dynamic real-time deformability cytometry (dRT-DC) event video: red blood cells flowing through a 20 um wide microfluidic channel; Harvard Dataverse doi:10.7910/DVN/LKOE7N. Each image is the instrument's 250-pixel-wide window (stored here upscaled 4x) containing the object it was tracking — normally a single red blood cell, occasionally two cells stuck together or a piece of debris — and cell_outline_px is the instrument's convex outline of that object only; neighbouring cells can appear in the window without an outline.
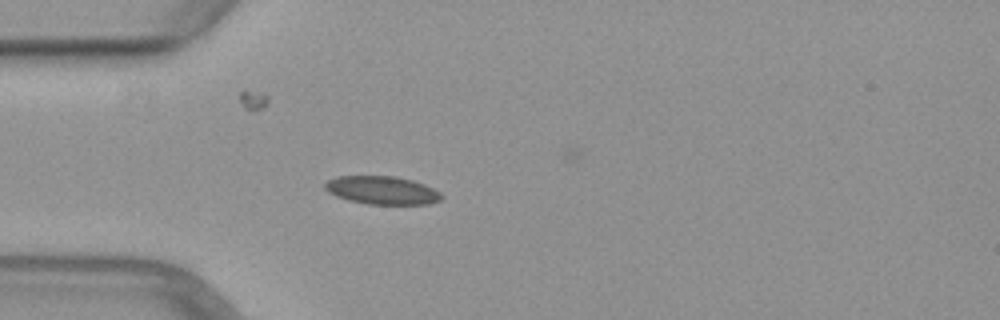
{"species": "common noctule bat (a hibernating species)", "species_latin": "Nyctalus noctula", "temperature_condition": "warm", "stored_images_in_passage": 37, "camera_frame_rate_fps": 3000, "um_per_image_px": 0.085, "animal": {"sex": "female", "body_mass_g": 29.2, "forearm_length_mm": 56.3}, "frame": {"image": 1, "passage_image": 1, "time_ms": 0.0, "image_size_px": [1000, 320], "cell_outline_px": [[444, 196], [440, 200], [428, 204], [368, 204], [348, 200], [336, 196], [328, 192], [324, 188], [324, 184], [328, 180], [336, 176], [396, 176], [412, 180], [424, 184], [440, 192]], "centroid_in_image_um": [32.46, 16.17], "position_along_channel_um": 52.5, "area_um2": 19.19}}
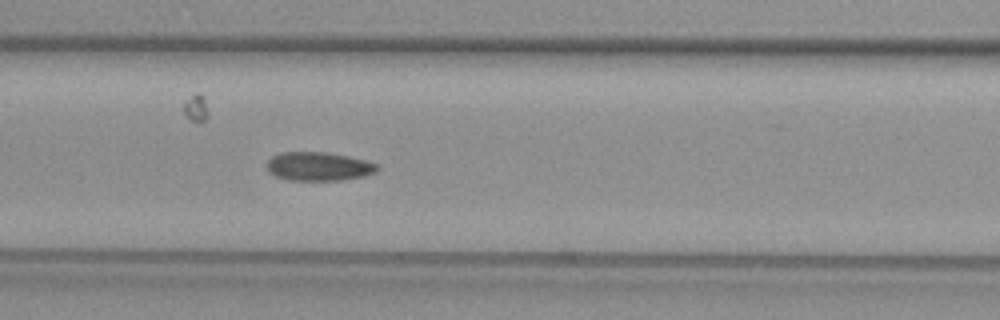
{"frame": {"image": 2, "passage_image": 8, "time_ms": 2.333, "image_size_px": [1000, 320], "cell_outline_px": [[380, 168], [376, 172], [364, 176], [340, 180], [288, 180], [276, 176], [268, 172], [268, 160], [272, 156], [280, 152], [324, 152], [348, 156], [380, 164]], "centroid_in_image_um": [27.11, 14.14], "position_along_channel_um": 139.5, "area_um2": 18.5}}
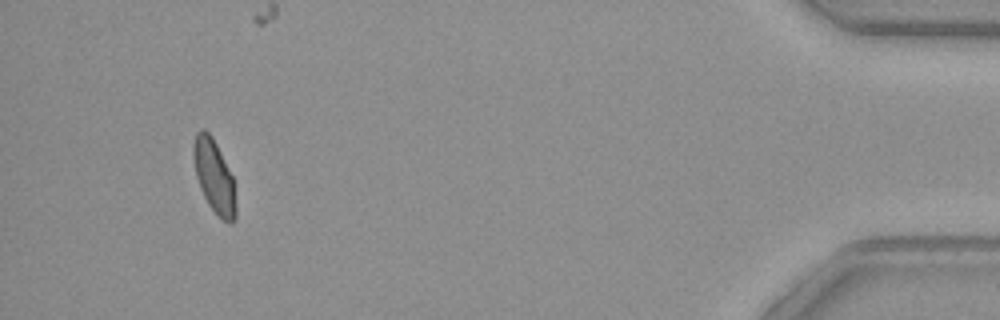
{"frame": {"image": 3, "passage_image": 34, "time_ms": 11.0, "image_size_px": [1000, 320], "cell_outline_px": [[236, 216], [232, 224], [228, 224], [208, 204], [200, 188], [196, 176], [192, 156], [192, 148], [196, 132], [200, 128], [204, 128], [212, 136], [232, 176], [236, 208]], "centroid_in_image_um": [18.17, 14.96], "position_along_channel_um": 417.0, "area_um2": 17.92}}